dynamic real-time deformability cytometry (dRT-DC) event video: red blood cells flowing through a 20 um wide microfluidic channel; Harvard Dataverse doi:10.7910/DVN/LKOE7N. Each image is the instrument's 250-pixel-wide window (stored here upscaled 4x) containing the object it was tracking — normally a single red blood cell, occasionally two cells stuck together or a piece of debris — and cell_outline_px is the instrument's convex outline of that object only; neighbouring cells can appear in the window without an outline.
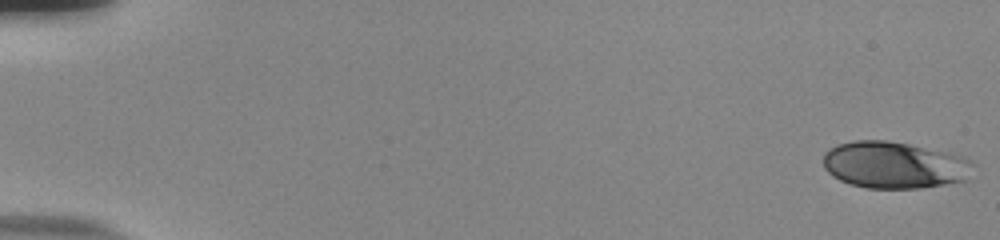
{"species": "human", "species_latin": "Homo sapiens", "temperature_condition": "room temperature", "stored_images_in_passage": 55, "camera_frame_rate_fps": 3000, "um_per_image_px": 0.085, "donor": {"sex": "male"}, "frame": {"image": 1, "passage_image": 1, "time_ms": 0.0, "image_size_px": [1000, 240], "cell_outline_px": [[972, 164], [964, 180], [944, 184], [920, 188], [868, 188], [852, 184], [840, 180], [832, 176], [824, 168], [824, 152], [828, 148], [836, 144], [852, 140], [888, 140], [948, 152], [964, 156]], "centroid_in_image_um": [75.94, 14.01], "position_along_channel_um": 9.1, "area_um2": 40.69}}
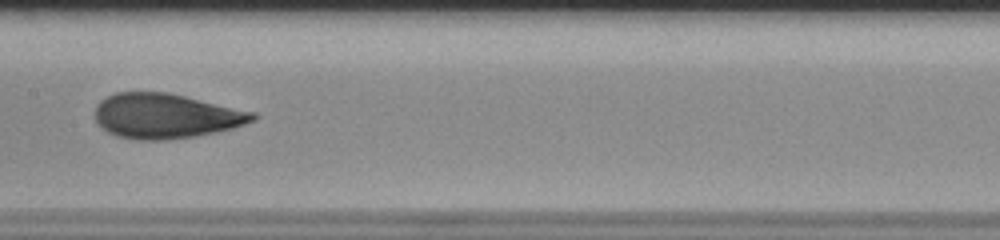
{"frame": {"image": 2, "passage_image": 30, "time_ms": 9.667, "image_size_px": [1000, 240], "cell_outline_px": [[260, 116], [256, 120], [232, 128], [216, 132], [196, 136], [164, 140], [136, 140], [116, 136], [100, 128], [96, 120], [96, 104], [100, 100], [116, 92], [168, 92], [256, 112]], "centroid_in_image_um": [14.1, 9.86], "position_along_channel_um": 193.3, "area_um2": 41.56}}
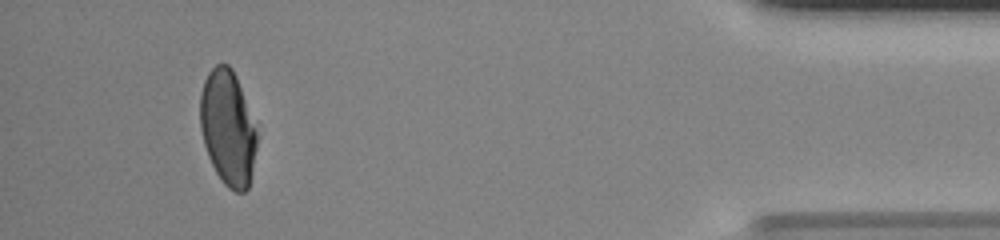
{"frame": {"image": 3, "passage_image": 52, "time_ms": 17.0, "image_size_px": [1000, 240], "cell_outline_px": [[256, 148], [248, 188], [244, 192], [236, 192], [228, 188], [224, 184], [216, 172], [208, 156], [204, 144], [200, 128], [200, 92], [204, 80], [208, 72], [216, 64], [228, 64], [232, 68], [236, 76], [256, 132]], "centroid_in_image_um": [19.33, 10.87], "position_along_channel_um": 415.9, "area_um2": 37.51}, "authors_computed_cell_mechanics": {"area_um2": 40.46, "velocity_mm_per_s": 3.7967, "shape_relaxation_time_tau1_ms": 7.8794, "shape_relaxation_time_tau2_ms": 0.9616, "deformation_change_tau1": 0.2534, "deformation_change_tau2": 0.0555}}